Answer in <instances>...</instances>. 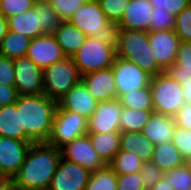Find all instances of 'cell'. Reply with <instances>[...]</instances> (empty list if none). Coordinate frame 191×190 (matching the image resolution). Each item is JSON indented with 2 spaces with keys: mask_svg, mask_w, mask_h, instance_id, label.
Returning a JSON list of instances; mask_svg holds the SVG:
<instances>
[{
  "mask_svg": "<svg viewBox=\"0 0 191 190\" xmlns=\"http://www.w3.org/2000/svg\"><path fill=\"white\" fill-rule=\"evenodd\" d=\"M166 72L179 84L191 79V42H180L175 63Z\"/></svg>",
  "mask_w": 191,
  "mask_h": 190,
  "instance_id": "obj_27",
  "label": "cell"
},
{
  "mask_svg": "<svg viewBox=\"0 0 191 190\" xmlns=\"http://www.w3.org/2000/svg\"><path fill=\"white\" fill-rule=\"evenodd\" d=\"M32 142L0 137V175L14 177L24 163Z\"/></svg>",
  "mask_w": 191,
  "mask_h": 190,
  "instance_id": "obj_14",
  "label": "cell"
},
{
  "mask_svg": "<svg viewBox=\"0 0 191 190\" xmlns=\"http://www.w3.org/2000/svg\"><path fill=\"white\" fill-rule=\"evenodd\" d=\"M154 110H134L122 108L120 132L142 131Z\"/></svg>",
  "mask_w": 191,
  "mask_h": 190,
  "instance_id": "obj_29",
  "label": "cell"
},
{
  "mask_svg": "<svg viewBox=\"0 0 191 190\" xmlns=\"http://www.w3.org/2000/svg\"><path fill=\"white\" fill-rule=\"evenodd\" d=\"M151 50L158 65L166 71L175 63L180 40L174 30L148 32Z\"/></svg>",
  "mask_w": 191,
  "mask_h": 190,
  "instance_id": "obj_16",
  "label": "cell"
},
{
  "mask_svg": "<svg viewBox=\"0 0 191 190\" xmlns=\"http://www.w3.org/2000/svg\"><path fill=\"white\" fill-rule=\"evenodd\" d=\"M8 31V20L7 18L0 13V42L3 37L7 34Z\"/></svg>",
  "mask_w": 191,
  "mask_h": 190,
  "instance_id": "obj_49",
  "label": "cell"
},
{
  "mask_svg": "<svg viewBox=\"0 0 191 190\" xmlns=\"http://www.w3.org/2000/svg\"><path fill=\"white\" fill-rule=\"evenodd\" d=\"M60 150L62 158L80 164L90 171L100 170L106 166L93 148L88 134L66 143Z\"/></svg>",
  "mask_w": 191,
  "mask_h": 190,
  "instance_id": "obj_12",
  "label": "cell"
},
{
  "mask_svg": "<svg viewBox=\"0 0 191 190\" xmlns=\"http://www.w3.org/2000/svg\"><path fill=\"white\" fill-rule=\"evenodd\" d=\"M34 0H0V13L6 18L16 16L34 7Z\"/></svg>",
  "mask_w": 191,
  "mask_h": 190,
  "instance_id": "obj_40",
  "label": "cell"
},
{
  "mask_svg": "<svg viewBox=\"0 0 191 190\" xmlns=\"http://www.w3.org/2000/svg\"><path fill=\"white\" fill-rule=\"evenodd\" d=\"M7 20L8 30L23 34L24 36H27L30 39L45 34L39 23V14L36 12L34 7L21 14L9 17L7 18Z\"/></svg>",
  "mask_w": 191,
  "mask_h": 190,
  "instance_id": "obj_23",
  "label": "cell"
},
{
  "mask_svg": "<svg viewBox=\"0 0 191 190\" xmlns=\"http://www.w3.org/2000/svg\"><path fill=\"white\" fill-rule=\"evenodd\" d=\"M174 32L180 42H191V5L175 17Z\"/></svg>",
  "mask_w": 191,
  "mask_h": 190,
  "instance_id": "obj_36",
  "label": "cell"
},
{
  "mask_svg": "<svg viewBox=\"0 0 191 190\" xmlns=\"http://www.w3.org/2000/svg\"><path fill=\"white\" fill-rule=\"evenodd\" d=\"M115 49L117 57L131 61L151 76L164 72L151 50L147 31L119 28Z\"/></svg>",
  "mask_w": 191,
  "mask_h": 190,
  "instance_id": "obj_3",
  "label": "cell"
},
{
  "mask_svg": "<svg viewBox=\"0 0 191 190\" xmlns=\"http://www.w3.org/2000/svg\"><path fill=\"white\" fill-rule=\"evenodd\" d=\"M91 171L60 158L48 190H85Z\"/></svg>",
  "mask_w": 191,
  "mask_h": 190,
  "instance_id": "obj_11",
  "label": "cell"
},
{
  "mask_svg": "<svg viewBox=\"0 0 191 190\" xmlns=\"http://www.w3.org/2000/svg\"><path fill=\"white\" fill-rule=\"evenodd\" d=\"M0 190H14L13 178L10 176L0 175Z\"/></svg>",
  "mask_w": 191,
  "mask_h": 190,
  "instance_id": "obj_48",
  "label": "cell"
},
{
  "mask_svg": "<svg viewBox=\"0 0 191 190\" xmlns=\"http://www.w3.org/2000/svg\"><path fill=\"white\" fill-rule=\"evenodd\" d=\"M35 2H49L50 0H34Z\"/></svg>",
  "mask_w": 191,
  "mask_h": 190,
  "instance_id": "obj_51",
  "label": "cell"
},
{
  "mask_svg": "<svg viewBox=\"0 0 191 190\" xmlns=\"http://www.w3.org/2000/svg\"><path fill=\"white\" fill-rule=\"evenodd\" d=\"M61 150L47 143H32L24 163L13 177L14 190H48Z\"/></svg>",
  "mask_w": 191,
  "mask_h": 190,
  "instance_id": "obj_1",
  "label": "cell"
},
{
  "mask_svg": "<svg viewBox=\"0 0 191 190\" xmlns=\"http://www.w3.org/2000/svg\"><path fill=\"white\" fill-rule=\"evenodd\" d=\"M116 57L115 46L88 37L72 56L81 76L111 67Z\"/></svg>",
  "mask_w": 191,
  "mask_h": 190,
  "instance_id": "obj_7",
  "label": "cell"
},
{
  "mask_svg": "<svg viewBox=\"0 0 191 190\" xmlns=\"http://www.w3.org/2000/svg\"><path fill=\"white\" fill-rule=\"evenodd\" d=\"M153 9L166 10L176 17L183 9L191 5V0H148Z\"/></svg>",
  "mask_w": 191,
  "mask_h": 190,
  "instance_id": "obj_42",
  "label": "cell"
},
{
  "mask_svg": "<svg viewBox=\"0 0 191 190\" xmlns=\"http://www.w3.org/2000/svg\"><path fill=\"white\" fill-rule=\"evenodd\" d=\"M87 134L101 160L109 165L120 150V132Z\"/></svg>",
  "mask_w": 191,
  "mask_h": 190,
  "instance_id": "obj_25",
  "label": "cell"
},
{
  "mask_svg": "<svg viewBox=\"0 0 191 190\" xmlns=\"http://www.w3.org/2000/svg\"><path fill=\"white\" fill-rule=\"evenodd\" d=\"M119 101L123 107L134 110H154L150 85L122 94Z\"/></svg>",
  "mask_w": 191,
  "mask_h": 190,
  "instance_id": "obj_30",
  "label": "cell"
},
{
  "mask_svg": "<svg viewBox=\"0 0 191 190\" xmlns=\"http://www.w3.org/2000/svg\"><path fill=\"white\" fill-rule=\"evenodd\" d=\"M175 17L166 10L153 9L149 32L174 30Z\"/></svg>",
  "mask_w": 191,
  "mask_h": 190,
  "instance_id": "obj_38",
  "label": "cell"
},
{
  "mask_svg": "<svg viewBox=\"0 0 191 190\" xmlns=\"http://www.w3.org/2000/svg\"><path fill=\"white\" fill-rule=\"evenodd\" d=\"M86 0H50L51 7L63 20L68 21L74 12L80 8Z\"/></svg>",
  "mask_w": 191,
  "mask_h": 190,
  "instance_id": "obj_39",
  "label": "cell"
},
{
  "mask_svg": "<svg viewBox=\"0 0 191 190\" xmlns=\"http://www.w3.org/2000/svg\"><path fill=\"white\" fill-rule=\"evenodd\" d=\"M15 69L13 59L0 54V83L7 86H14Z\"/></svg>",
  "mask_w": 191,
  "mask_h": 190,
  "instance_id": "obj_44",
  "label": "cell"
},
{
  "mask_svg": "<svg viewBox=\"0 0 191 190\" xmlns=\"http://www.w3.org/2000/svg\"><path fill=\"white\" fill-rule=\"evenodd\" d=\"M150 90L156 113L174 117L185 104L181 84L166 71L151 77Z\"/></svg>",
  "mask_w": 191,
  "mask_h": 190,
  "instance_id": "obj_6",
  "label": "cell"
},
{
  "mask_svg": "<svg viewBox=\"0 0 191 190\" xmlns=\"http://www.w3.org/2000/svg\"><path fill=\"white\" fill-rule=\"evenodd\" d=\"M26 56L42 70L66 57L54 34H44L31 39Z\"/></svg>",
  "mask_w": 191,
  "mask_h": 190,
  "instance_id": "obj_15",
  "label": "cell"
},
{
  "mask_svg": "<svg viewBox=\"0 0 191 190\" xmlns=\"http://www.w3.org/2000/svg\"><path fill=\"white\" fill-rule=\"evenodd\" d=\"M173 144L188 163L191 161V129L175 126Z\"/></svg>",
  "mask_w": 191,
  "mask_h": 190,
  "instance_id": "obj_37",
  "label": "cell"
},
{
  "mask_svg": "<svg viewBox=\"0 0 191 190\" xmlns=\"http://www.w3.org/2000/svg\"><path fill=\"white\" fill-rule=\"evenodd\" d=\"M30 41L29 37L8 30L0 42V54L9 59L24 57L27 54Z\"/></svg>",
  "mask_w": 191,
  "mask_h": 190,
  "instance_id": "obj_28",
  "label": "cell"
},
{
  "mask_svg": "<svg viewBox=\"0 0 191 190\" xmlns=\"http://www.w3.org/2000/svg\"><path fill=\"white\" fill-rule=\"evenodd\" d=\"M117 89V98L122 94L150 85L151 75L131 61L115 57L111 66Z\"/></svg>",
  "mask_w": 191,
  "mask_h": 190,
  "instance_id": "obj_9",
  "label": "cell"
},
{
  "mask_svg": "<svg viewBox=\"0 0 191 190\" xmlns=\"http://www.w3.org/2000/svg\"><path fill=\"white\" fill-rule=\"evenodd\" d=\"M163 173L164 172L159 169L152 160L143 162L140 175L142 177L144 189L150 190L159 180L163 178Z\"/></svg>",
  "mask_w": 191,
  "mask_h": 190,
  "instance_id": "obj_41",
  "label": "cell"
},
{
  "mask_svg": "<svg viewBox=\"0 0 191 190\" xmlns=\"http://www.w3.org/2000/svg\"><path fill=\"white\" fill-rule=\"evenodd\" d=\"M43 71V92L58 102L74 85L82 80L72 57L54 62Z\"/></svg>",
  "mask_w": 191,
  "mask_h": 190,
  "instance_id": "obj_5",
  "label": "cell"
},
{
  "mask_svg": "<svg viewBox=\"0 0 191 190\" xmlns=\"http://www.w3.org/2000/svg\"><path fill=\"white\" fill-rule=\"evenodd\" d=\"M0 137L25 140L21 127L20 111L16 103L0 107Z\"/></svg>",
  "mask_w": 191,
  "mask_h": 190,
  "instance_id": "obj_24",
  "label": "cell"
},
{
  "mask_svg": "<svg viewBox=\"0 0 191 190\" xmlns=\"http://www.w3.org/2000/svg\"><path fill=\"white\" fill-rule=\"evenodd\" d=\"M14 86L19 96L39 95L43 92V71L27 56L13 59Z\"/></svg>",
  "mask_w": 191,
  "mask_h": 190,
  "instance_id": "obj_10",
  "label": "cell"
},
{
  "mask_svg": "<svg viewBox=\"0 0 191 190\" xmlns=\"http://www.w3.org/2000/svg\"><path fill=\"white\" fill-rule=\"evenodd\" d=\"M109 22L120 23L130 0H97Z\"/></svg>",
  "mask_w": 191,
  "mask_h": 190,
  "instance_id": "obj_35",
  "label": "cell"
},
{
  "mask_svg": "<svg viewBox=\"0 0 191 190\" xmlns=\"http://www.w3.org/2000/svg\"><path fill=\"white\" fill-rule=\"evenodd\" d=\"M54 36L66 57H72L88 38L69 21H63L56 28Z\"/></svg>",
  "mask_w": 191,
  "mask_h": 190,
  "instance_id": "obj_21",
  "label": "cell"
},
{
  "mask_svg": "<svg viewBox=\"0 0 191 190\" xmlns=\"http://www.w3.org/2000/svg\"><path fill=\"white\" fill-rule=\"evenodd\" d=\"M34 8L39 14L40 26L45 34H54L63 20L56 14L49 2H35Z\"/></svg>",
  "mask_w": 191,
  "mask_h": 190,
  "instance_id": "obj_33",
  "label": "cell"
},
{
  "mask_svg": "<svg viewBox=\"0 0 191 190\" xmlns=\"http://www.w3.org/2000/svg\"><path fill=\"white\" fill-rule=\"evenodd\" d=\"M85 190H117V174L109 165L91 171Z\"/></svg>",
  "mask_w": 191,
  "mask_h": 190,
  "instance_id": "obj_32",
  "label": "cell"
},
{
  "mask_svg": "<svg viewBox=\"0 0 191 190\" xmlns=\"http://www.w3.org/2000/svg\"><path fill=\"white\" fill-rule=\"evenodd\" d=\"M175 126L174 117L153 112L142 133L152 143L159 145L173 141Z\"/></svg>",
  "mask_w": 191,
  "mask_h": 190,
  "instance_id": "obj_20",
  "label": "cell"
},
{
  "mask_svg": "<svg viewBox=\"0 0 191 190\" xmlns=\"http://www.w3.org/2000/svg\"><path fill=\"white\" fill-rule=\"evenodd\" d=\"M182 93L185 103H191V79L182 80Z\"/></svg>",
  "mask_w": 191,
  "mask_h": 190,
  "instance_id": "obj_47",
  "label": "cell"
},
{
  "mask_svg": "<svg viewBox=\"0 0 191 190\" xmlns=\"http://www.w3.org/2000/svg\"><path fill=\"white\" fill-rule=\"evenodd\" d=\"M175 125L191 129V103H185L174 116Z\"/></svg>",
  "mask_w": 191,
  "mask_h": 190,
  "instance_id": "obj_45",
  "label": "cell"
},
{
  "mask_svg": "<svg viewBox=\"0 0 191 190\" xmlns=\"http://www.w3.org/2000/svg\"><path fill=\"white\" fill-rule=\"evenodd\" d=\"M150 190H175V189L162 178Z\"/></svg>",
  "mask_w": 191,
  "mask_h": 190,
  "instance_id": "obj_50",
  "label": "cell"
},
{
  "mask_svg": "<svg viewBox=\"0 0 191 190\" xmlns=\"http://www.w3.org/2000/svg\"><path fill=\"white\" fill-rule=\"evenodd\" d=\"M117 190H145L140 172L117 175Z\"/></svg>",
  "mask_w": 191,
  "mask_h": 190,
  "instance_id": "obj_43",
  "label": "cell"
},
{
  "mask_svg": "<svg viewBox=\"0 0 191 190\" xmlns=\"http://www.w3.org/2000/svg\"><path fill=\"white\" fill-rule=\"evenodd\" d=\"M97 104L98 101L90 94L81 80L58 101L57 109L71 111L89 119Z\"/></svg>",
  "mask_w": 191,
  "mask_h": 190,
  "instance_id": "obj_17",
  "label": "cell"
},
{
  "mask_svg": "<svg viewBox=\"0 0 191 190\" xmlns=\"http://www.w3.org/2000/svg\"><path fill=\"white\" fill-rule=\"evenodd\" d=\"M152 12L153 6L148 0H130L118 27L149 32Z\"/></svg>",
  "mask_w": 191,
  "mask_h": 190,
  "instance_id": "obj_19",
  "label": "cell"
},
{
  "mask_svg": "<svg viewBox=\"0 0 191 190\" xmlns=\"http://www.w3.org/2000/svg\"><path fill=\"white\" fill-rule=\"evenodd\" d=\"M68 21L88 37L117 46L119 27L108 21L97 0L86 1Z\"/></svg>",
  "mask_w": 191,
  "mask_h": 190,
  "instance_id": "obj_4",
  "label": "cell"
},
{
  "mask_svg": "<svg viewBox=\"0 0 191 190\" xmlns=\"http://www.w3.org/2000/svg\"><path fill=\"white\" fill-rule=\"evenodd\" d=\"M82 81L90 94L98 102L117 98V89L112 67L85 74L82 76Z\"/></svg>",
  "mask_w": 191,
  "mask_h": 190,
  "instance_id": "obj_18",
  "label": "cell"
},
{
  "mask_svg": "<svg viewBox=\"0 0 191 190\" xmlns=\"http://www.w3.org/2000/svg\"><path fill=\"white\" fill-rule=\"evenodd\" d=\"M152 161L163 172L179 168L187 163L173 142L155 145Z\"/></svg>",
  "mask_w": 191,
  "mask_h": 190,
  "instance_id": "obj_26",
  "label": "cell"
},
{
  "mask_svg": "<svg viewBox=\"0 0 191 190\" xmlns=\"http://www.w3.org/2000/svg\"><path fill=\"white\" fill-rule=\"evenodd\" d=\"M163 179L175 190H185L191 187V166L189 163L163 173Z\"/></svg>",
  "mask_w": 191,
  "mask_h": 190,
  "instance_id": "obj_34",
  "label": "cell"
},
{
  "mask_svg": "<svg viewBox=\"0 0 191 190\" xmlns=\"http://www.w3.org/2000/svg\"><path fill=\"white\" fill-rule=\"evenodd\" d=\"M122 108L118 98L98 102L88 119V133L120 132Z\"/></svg>",
  "mask_w": 191,
  "mask_h": 190,
  "instance_id": "obj_13",
  "label": "cell"
},
{
  "mask_svg": "<svg viewBox=\"0 0 191 190\" xmlns=\"http://www.w3.org/2000/svg\"><path fill=\"white\" fill-rule=\"evenodd\" d=\"M19 98L15 86L0 83V107L15 103Z\"/></svg>",
  "mask_w": 191,
  "mask_h": 190,
  "instance_id": "obj_46",
  "label": "cell"
},
{
  "mask_svg": "<svg viewBox=\"0 0 191 190\" xmlns=\"http://www.w3.org/2000/svg\"><path fill=\"white\" fill-rule=\"evenodd\" d=\"M20 111L25 141L47 142L50 137L58 102L45 94L19 96L15 102Z\"/></svg>",
  "mask_w": 191,
  "mask_h": 190,
  "instance_id": "obj_2",
  "label": "cell"
},
{
  "mask_svg": "<svg viewBox=\"0 0 191 190\" xmlns=\"http://www.w3.org/2000/svg\"><path fill=\"white\" fill-rule=\"evenodd\" d=\"M154 148L142 131L120 132V150L136 153L142 162L152 160Z\"/></svg>",
  "mask_w": 191,
  "mask_h": 190,
  "instance_id": "obj_22",
  "label": "cell"
},
{
  "mask_svg": "<svg viewBox=\"0 0 191 190\" xmlns=\"http://www.w3.org/2000/svg\"><path fill=\"white\" fill-rule=\"evenodd\" d=\"M143 162L134 152L119 150L109 166L117 175L140 172Z\"/></svg>",
  "mask_w": 191,
  "mask_h": 190,
  "instance_id": "obj_31",
  "label": "cell"
},
{
  "mask_svg": "<svg viewBox=\"0 0 191 190\" xmlns=\"http://www.w3.org/2000/svg\"><path fill=\"white\" fill-rule=\"evenodd\" d=\"M88 133V119L71 111L57 109L47 143L61 148Z\"/></svg>",
  "mask_w": 191,
  "mask_h": 190,
  "instance_id": "obj_8",
  "label": "cell"
}]
</instances>
